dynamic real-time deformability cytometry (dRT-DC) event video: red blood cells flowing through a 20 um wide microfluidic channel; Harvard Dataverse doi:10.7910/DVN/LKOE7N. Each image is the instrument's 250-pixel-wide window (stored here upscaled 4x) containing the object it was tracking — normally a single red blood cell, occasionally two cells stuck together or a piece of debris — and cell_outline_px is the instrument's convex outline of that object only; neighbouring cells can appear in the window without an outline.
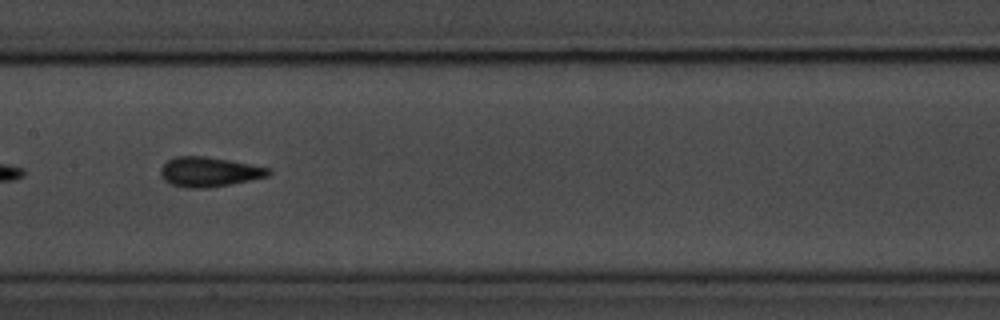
{"species": "common noctule bat (a hibernating species)", "species_latin": "Nyctalus noctula", "temperature_condition": "room temperature", "stored_images_in_passage": 20, "camera_frame_rate_fps": 3000, "um_per_image_px": 0.085, "animal": {"sex": "male", "body_mass_g": 20.1, "forearm_length_mm": 53.5}, "frame": {"image": 1, "passage_image": 12, "time_ms": 3.667, "image_size_px": [1000, 320], "cell_outline_px": [[272, 172], [268, 176], [208, 188], [188, 188], [172, 184], [164, 180], [160, 176], [160, 168], [168, 160], [176, 156], [204, 156], [228, 160], [272, 168]], "centroid_in_image_um": [17.76, 14.6], "position_along_channel_um": 189.6, "area_um2": 18.55}}
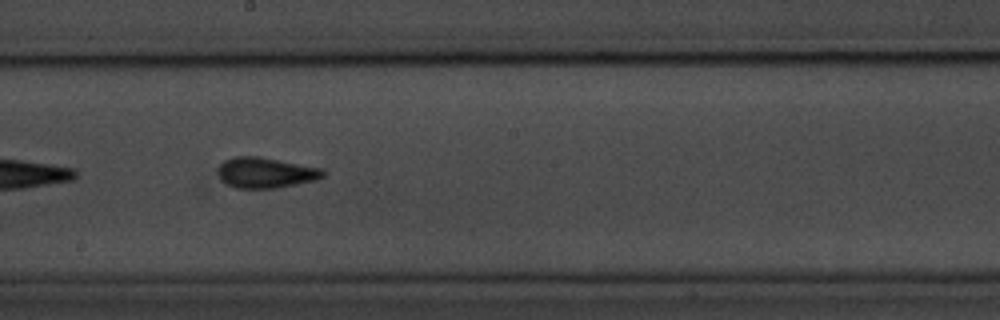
{"frame": {"image": 2, "passage_image": 15, "time_ms": 4.667, "image_size_px": [1000, 320], "cell_outline_px": [[324, 176], [316, 180], [276, 188], [236, 188], [220, 180], [220, 164], [224, 160], [232, 156], [260, 156], [324, 168]], "centroid_in_image_um": [22.61, 14.66], "position_along_channel_um": 225.6, "area_um2": 18.79}}